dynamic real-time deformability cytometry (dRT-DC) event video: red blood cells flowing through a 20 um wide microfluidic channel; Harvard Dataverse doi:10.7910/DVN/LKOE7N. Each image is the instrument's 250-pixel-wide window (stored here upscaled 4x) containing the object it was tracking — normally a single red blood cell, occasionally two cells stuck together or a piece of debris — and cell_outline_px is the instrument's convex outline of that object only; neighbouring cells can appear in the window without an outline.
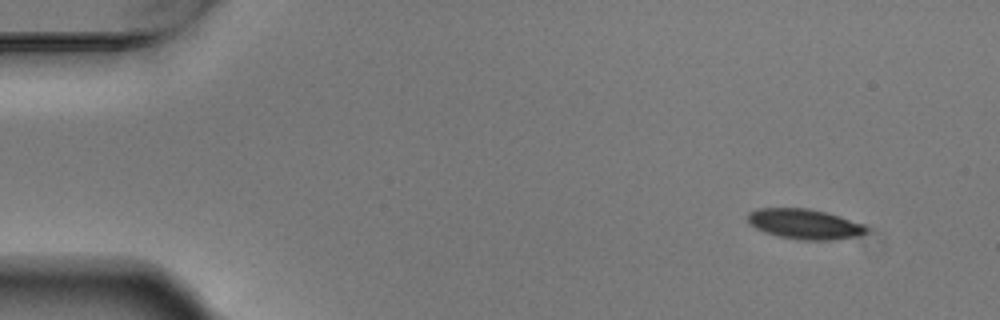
{"species": "Egyptian fruit bat (a non-hibernating species)", "species_latin": "Rousettus aegyptiacus", "temperature_condition": "warm", "stored_images_in_passage": 3, "camera_frame_rate_fps": 3000, "um_per_image_px": 0.085, "animal": {"sex": "male"}, "frame": {"image": 1, "passage_image": 1, "time_ms": 0.0, "image_size_px": [1000, 320], "cell_outline_px": [[864, 232], [852, 236], [828, 240], [796, 240], [764, 232], [756, 228], [748, 220], [748, 212], [756, 208], [808, 208], [840, 216], [864, 224]], "centroid_in_image_um": [68.31, 19.03], "position_along_channel_um": 16.7, "area_um2": 20.4}}